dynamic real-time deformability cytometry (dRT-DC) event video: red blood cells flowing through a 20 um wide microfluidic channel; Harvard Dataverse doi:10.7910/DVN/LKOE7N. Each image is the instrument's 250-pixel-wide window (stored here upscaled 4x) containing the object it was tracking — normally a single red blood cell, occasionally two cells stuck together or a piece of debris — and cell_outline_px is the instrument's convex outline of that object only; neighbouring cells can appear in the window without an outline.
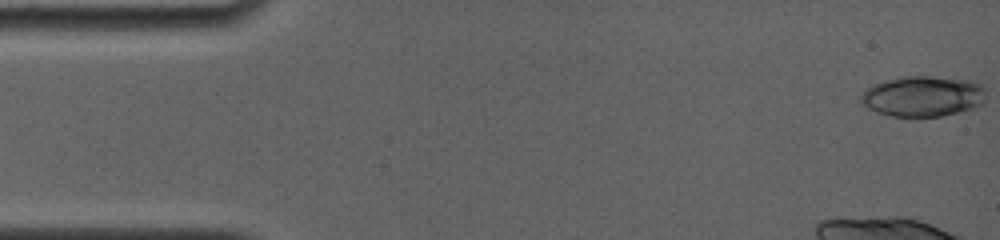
{"species": "common noctule bat (a hibernating species)", "species_latin": "Nyctalus noctula", "temperature_condition": "room temperature", "stored_images_in_passage": 18, "camera_frame_rate_fps": 4000, "um_per_image_px": 0.085, "animal": {"sex": "female", "body_mass_g": 19.0, "forearm_length_mm": 56.7}, "frame": {"image": 1, "passage_image": 1, "time_ms": 0.0, "image_size_px": [1000, 240], "cell_outline_px": [[980, 88], [972, 104], [964, 108], [940, 116], [896, 116], [880, 112], [864, 104], [860, 96], [868, 88], [876, 84], [892, 80], [916, 76], [924, 76], [976, 84]], "centroid_in_image_um": [78.2, 8.2], "position_along_channel_um": 6.8, "area_um2": 26.3}}